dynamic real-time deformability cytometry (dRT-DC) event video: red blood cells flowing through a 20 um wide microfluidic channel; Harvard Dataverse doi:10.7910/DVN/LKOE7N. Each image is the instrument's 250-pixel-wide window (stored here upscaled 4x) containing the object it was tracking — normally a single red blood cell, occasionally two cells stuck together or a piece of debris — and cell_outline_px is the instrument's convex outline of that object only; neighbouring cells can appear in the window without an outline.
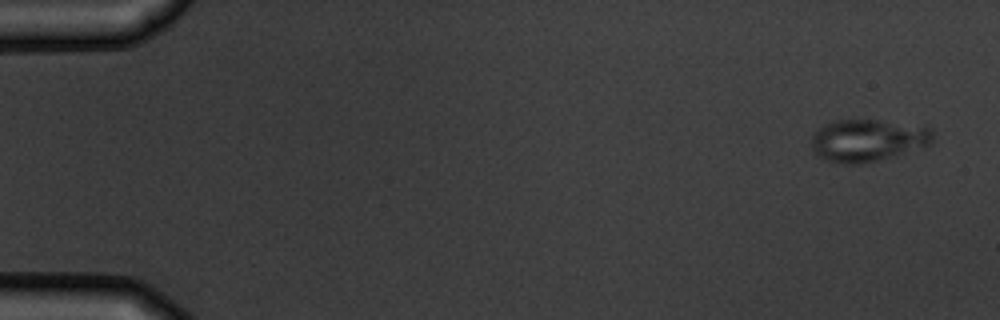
{"species": "common noctule bat (a hibernating species)", "species_latin": "Nyctalus noctula", "temperature_condition": "warm", "stored_images_in_passage": 6, "camera_frame_rate_fps": 3000, "um_per_image_px": 0.085, "animal": {"sex": "male", "body_mass_g": 19.5, "forearm_length_mm": 54.6}, "frame": {"image": 1, "passage_image": 1, "time_ms": 0.0, "image_size_px": [1000, 320], "cell_outline_px": [[932, 140], [928, 144], [876, 160], [860, 164], [840, 164], [816, 156], [812, 148], [812, 136], [820, 128], [836, 120], [880, 120], [932, 128]], "centroid_in_image_um": [73.69, 11.92], "position_along_channel_um": 11.3, "area_um2": 29.07}}